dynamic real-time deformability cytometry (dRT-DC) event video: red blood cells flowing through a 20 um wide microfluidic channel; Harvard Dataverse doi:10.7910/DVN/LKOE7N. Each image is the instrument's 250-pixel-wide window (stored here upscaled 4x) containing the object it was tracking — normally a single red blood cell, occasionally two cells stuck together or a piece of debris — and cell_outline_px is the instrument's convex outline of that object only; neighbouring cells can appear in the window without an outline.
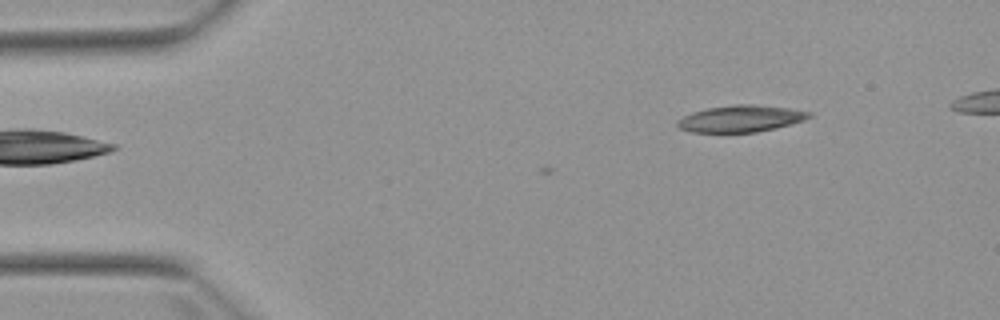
{"species": "Egyptian fruit bat (a non-hibernating species)", "species_latin": "Rousettus aegyptiacus", "temperature_condition": "warm", "stored_images_in_passage": 4, "camera_frame_rate_fps": 3000, "um_per_image_px": 0.085, "animal": {"sex": "female"}, "frame": {"image": 1, "passage_image": 4, "time_ms": 3.667, "image_size_px": [1000, 320], "cell_outline_px": [[812, 116], [804, 120], [776, 128], [756, 132], [688, 132], [680, 128], [676, 124], [676, 120], [692, 112], [708, 108], [736, 104], [756, 104], [788, 108], [812, 112]], "centroid_in_image_um": [62.96, 10.08], "position_along_channel_um": 22.0, "area_um2": 20.52}}